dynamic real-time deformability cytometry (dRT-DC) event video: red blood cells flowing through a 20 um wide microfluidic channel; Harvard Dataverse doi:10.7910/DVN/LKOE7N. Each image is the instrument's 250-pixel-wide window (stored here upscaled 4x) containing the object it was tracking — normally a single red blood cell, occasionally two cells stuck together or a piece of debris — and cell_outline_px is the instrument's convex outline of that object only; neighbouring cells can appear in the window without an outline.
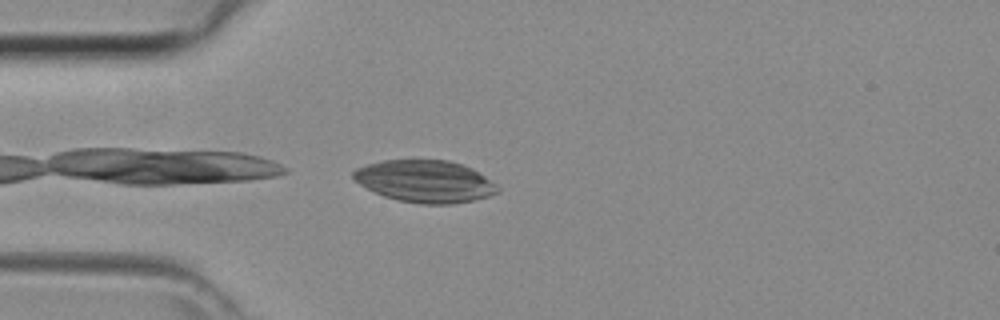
{"species": "common noctule bat (a hibernating species)", "species_latin": "Nyctalus noctula", "temperature_condition": "room temperature", "stored_images_in_passage": 28, "camera_frame_rate_fps": 3000, "um_per_image_px": 0.085, "animal": {"sex": "female", "body_mass_g": 29.2, "forearm_length_mm": 56.3}, "frame": {"image": 1, "passage_image": 1, "time_ms": 0.0, "image_size_px": [1000, 320], "cell_outline_px": [[500, 192], [488, 196], [472, 200], [452, 204], [420, 204], [400, 200], [384, 196], [360, 184], [352, 176], [352, 172], [356, 168], [368, 164], [384, 160], [448, 160], [472, 168], [496, 184], [500, 188]], "centroid_in_image_um": [36.15, 15.41], "position_along_channel_um": 48.9, "area_um2": 35.14}}
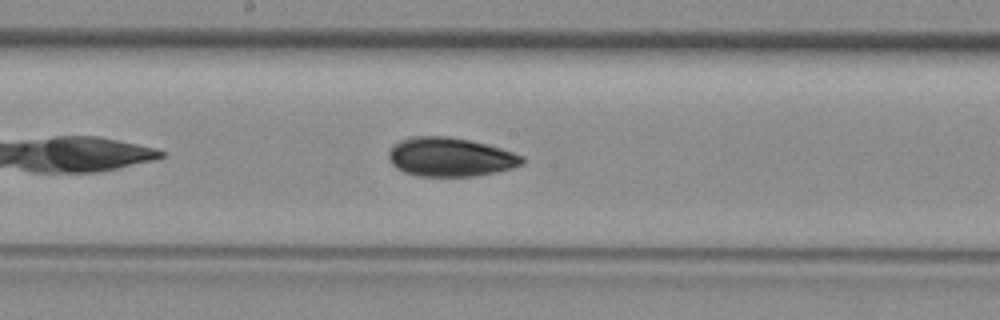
{"frame": {"image": 2, "passage_image": 12, "time_ms": 3.667, "image_size_px": [1000, 320], "cell_outline_px": [[524, 164], [512, 168], [496, 172], [476, 176], [416, 176], [404, 172], [396, 168], [392, 164], [388, 156], [388, 152], [392, 144], [400, 140], [412, 136], [448, 136], [488, 144], [524, 156]], "centroid_in_image_um": [38.26, 13.35], "position_along_channel_um": 209.9, "area_um2": 30.52}}
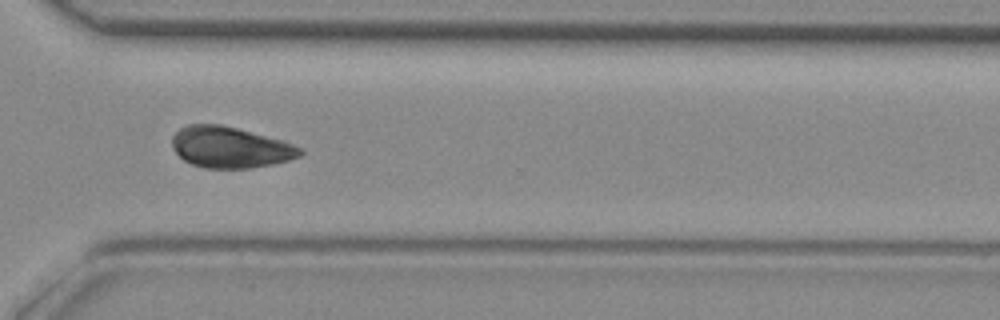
{"frame": {"image": 3, "passage_image": 21, "time_ms": 6.667, "image_size_px": [1000, 320], "cell_outline_px": [[304, 152], [300, 156], [288, 160], [272, 164], [252, 168], [204, 168], [192, 164], [184, 160], [172, 148], [172, 136], [180, 128], [188, 124], [220, 124], [284, 140], [300, 148]], "centroid_in_image_um": [19.55, 12.52], "position_along_channel_um": 351.0, "area_um2": 30.63}}